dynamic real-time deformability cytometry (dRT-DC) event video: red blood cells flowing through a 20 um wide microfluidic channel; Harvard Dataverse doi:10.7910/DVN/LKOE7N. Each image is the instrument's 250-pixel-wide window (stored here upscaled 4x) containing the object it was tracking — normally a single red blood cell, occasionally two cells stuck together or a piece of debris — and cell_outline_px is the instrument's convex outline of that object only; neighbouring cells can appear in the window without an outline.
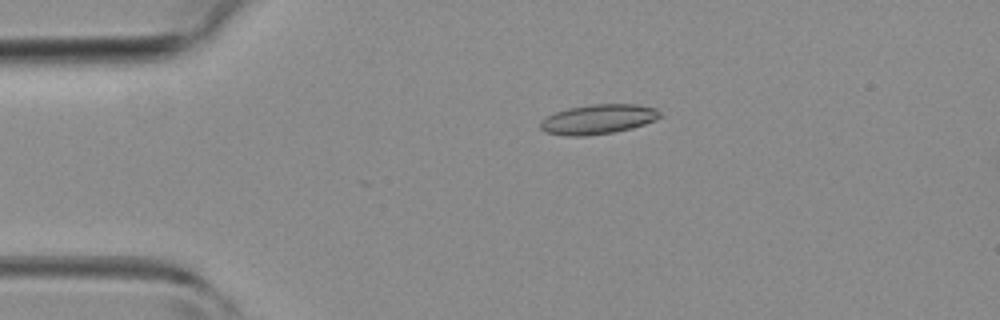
{"species": "common noctule bat (a hibernating species)", "species_latin": "Nyctalus noctula", "temperature_condition": "room temperature", "stored_images_in_passage": 6, "camera_frame_rate_fps": 3000, "um_per_image_px": 0.085, "animal": {"sex": "female", "body_mass_g": 19.3, "forearm_length_mm": 54.1}, "frame": {"image": 1, "passage_image": 2, "time_ms": 1.333, "image_size_px": [1000, 320], "cell_outline_px": [[664, 116], [656, 120], [632, 128], [612, 132], [588, 136], [568, 136], [544, 132], [540, 128], [540, 120], [556, 112], [568, 108], [588, 104], [636, 104], [656, 108]], "centroid_in_image_um": [50.85, 10.13], "position_along_channel_um": 34.1, "area_um2": 20.87}}
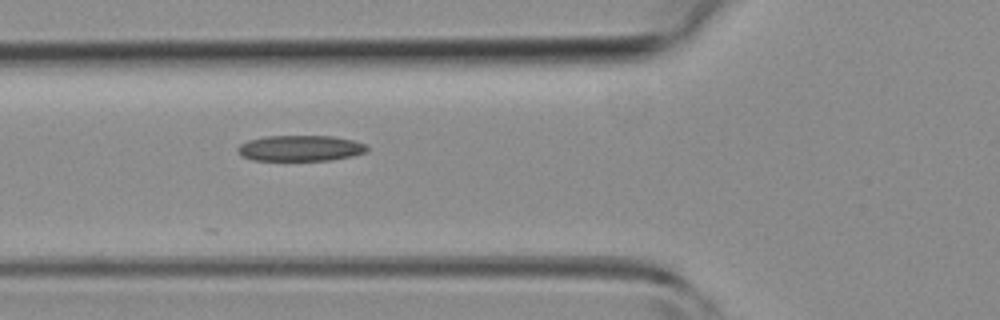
{"frame": {"image": 2, "passage_image": 4, "time_ms": 3.667, "image_size_px": [1000, 320], "cell_outline_px": [[368, 148], [364, 152], [352, 156], [328, 160], [252, 160], [240, 156], [236, 148], [240, 144], [248, 140], [264, 136], [332, 136], [352, 140], [364, 144]], "centroid_in_image_um": [25.46, 12.59], "position_along_channel_um": 100.3, "area_um2": 19.36}}
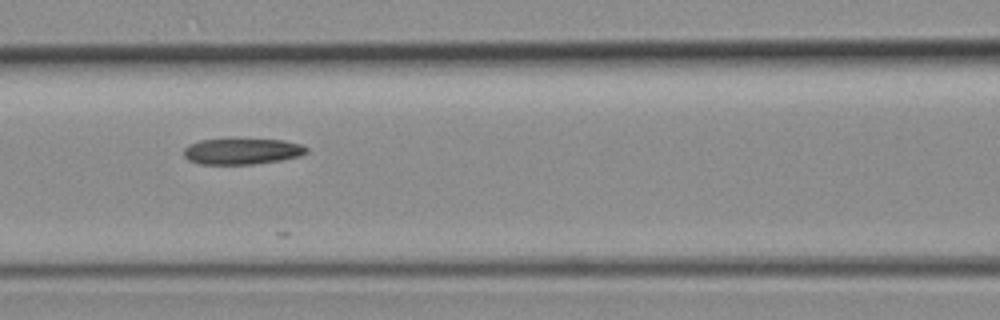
{"frame": {"image": 3, "passage_image": 5, "time_ms": 4.667, "image_size_px": [1000, 320], "cell_outline_px": [[308, 152], [300, 156], [280, 160], [252, 164], [200, 164], [188, 160], [184, 156], [184, 148], [188, 144], [200, 140], [284, 140], [300, 144], [308, 148]], "centroid_in_image_um": [20.56, 12.87], "position_along_channel_um": 146.0, "area_um2": 18.38}}